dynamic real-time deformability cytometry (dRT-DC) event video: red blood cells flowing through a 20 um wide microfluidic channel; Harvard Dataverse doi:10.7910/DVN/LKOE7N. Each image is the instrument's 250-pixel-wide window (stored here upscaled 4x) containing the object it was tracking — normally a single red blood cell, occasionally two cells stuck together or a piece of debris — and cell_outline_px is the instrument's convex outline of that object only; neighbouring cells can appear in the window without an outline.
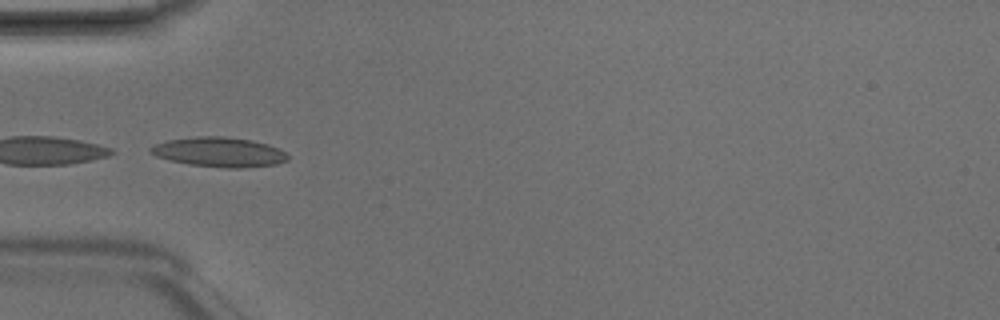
{"species": "Egyptian fruit bat (a non-hibernating species)", "species_latin": "Rousettus aegyptiacus", "temperature_condition": "room temperature", "stored_images_in_passage": 6, "camera_frame_rate_fps": 3000, "um_per_image_px": 0.085, "animal": {"sex": "male"}, "frame": {"image": 1, "passage_image": 5, "time_ms": 1.333, "image_size_px": [1000, 320], "cell_outline_px": [[288, 160], [276, 164], [240, 168], [228, 168], [192, 164], [172, 160], [156, 156], [148, 152], [148, 148], [156, 144], [168, 140], [196, 136], [224, 136], [252, 140], [268, 144], [280, 148], [288, 156]], "centroid_in_image_um": [18.65, 12.91], "position_along_channel_um": 66.4, "area_um2": 23.58}}